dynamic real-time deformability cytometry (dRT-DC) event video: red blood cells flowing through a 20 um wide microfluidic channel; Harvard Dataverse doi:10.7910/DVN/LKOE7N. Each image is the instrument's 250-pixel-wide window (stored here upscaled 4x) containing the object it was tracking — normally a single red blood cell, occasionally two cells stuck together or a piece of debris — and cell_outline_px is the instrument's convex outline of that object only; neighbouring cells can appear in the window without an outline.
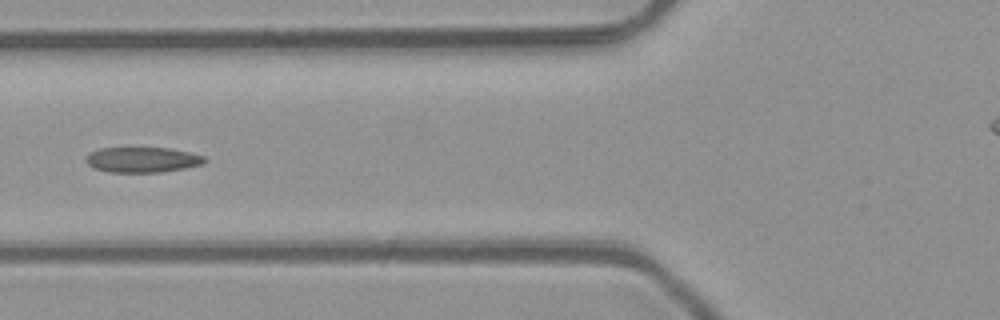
{"species": "common noctule bat (a hibernating species)", "species_latin": "Nyctalus noctula", "temperature_condition": "room temperature", "stored_images_in_passage": 19, "camera_frame_rate_fps": 3000, "um_per_image_px": 0.085, "animal": {"sex": "male", "body_mass_g": 23.1, "forearm_length_mm": 52.7}, "frame": {"image": 1, "passage_image": 11, "time_ms": 3.333, "image_size_px": [1000, 320], "cell_outline_px": [[208, 160], [204, 164], [184, 168], [160, 172], [108, 172], [96, 168], [88, 164], [84, 160], [88, 152], [100, 148], [168, 148], [188, 152], [204, 156]], "centroid_in_image_um": [12.09, 13.57], "position_along_channel_um": 113.7, "area_um2": 17.51}}
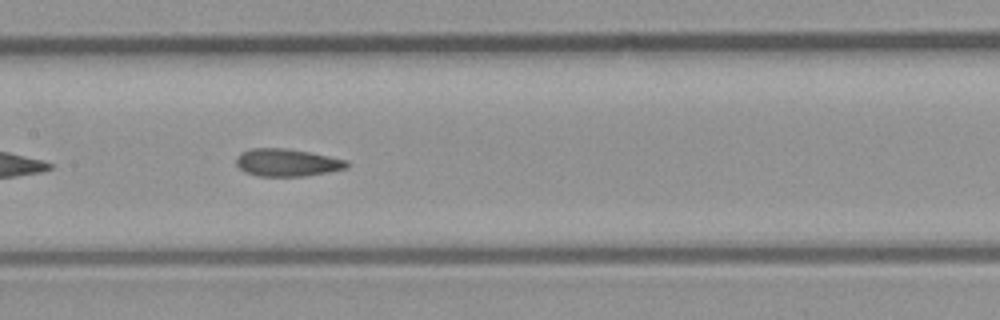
{"frame": {"image": 2, "passage_image": 16, "time_ms": 5.0, "image_size_px": [1000, 320], "cell_outline_px": [[348, 168], [328, 172], [304, 176], [256, 176], [244, 172], [236, 164], [236, 156], [240, 152], [252, 148], [284, 148], [308, 152], [348, 160]], "centroid_in_image_um": [24.37, 13.82], "position_along_channel_um": 183.0, "area_um2": 17.8}}